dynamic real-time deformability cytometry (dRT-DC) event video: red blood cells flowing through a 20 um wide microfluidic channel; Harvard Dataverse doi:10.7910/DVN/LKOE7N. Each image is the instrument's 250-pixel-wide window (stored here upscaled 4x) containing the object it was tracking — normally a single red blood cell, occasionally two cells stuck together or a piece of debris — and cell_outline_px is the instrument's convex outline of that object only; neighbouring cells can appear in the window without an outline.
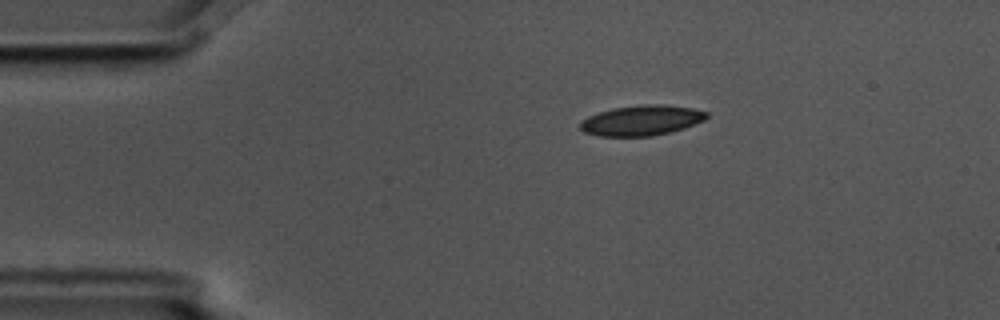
{"species": "common noctule bat (a hibernating species)", "species_latin": "Nyctalus noctula", "temperature_condition": "cold", "stored_images_in_passage": 7, "camera_frame_rate_fps": 3000, "um_per_image_px": 0.085, "animal": {"sex": "male", "body_mass_g": 17.5, "forearm_length_mm": 52.3}, "frame": {"image": 1, "passage_image": 1, "time_ms": 0.0, "image_size_px": [1000, 320], "cell_outline_px": [[708, 116], [704, 120], [684, 128], [652, 136], [600, 136], [584, 132], [580, 128], [580, 120], [588, 116], [612, 108], [644, 104], [664, 104], [692, 108], [708, 112]], "centroid_in_image_um": [54.52, 10.23], "position_along_channel_um": 30.5, "area_um2": 22.25}}
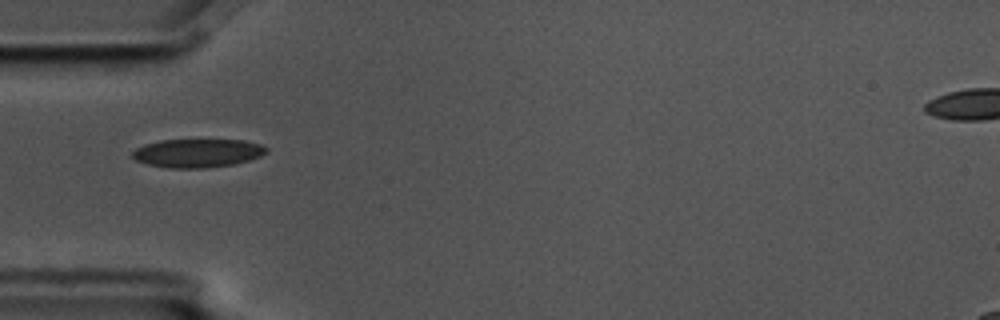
{"frame": {"image": 2, "passage_image": 3, "time_ms": 0.667, "image_size_px": [1000, 320], "cell_outline_px": [[268, 152], [260, 156], [236, 164], [204, 168], [168, 168], [148, 164], [136, 160], [132, 156], [132, 152], [136, 148], [144, 144], [160, 140], [244, 140], [260, 144], [268, 148]], "centroid_in_image_um": [16.8, 13.01], "position_along_channel_um": 68.2, "area_um2": 22.31}}